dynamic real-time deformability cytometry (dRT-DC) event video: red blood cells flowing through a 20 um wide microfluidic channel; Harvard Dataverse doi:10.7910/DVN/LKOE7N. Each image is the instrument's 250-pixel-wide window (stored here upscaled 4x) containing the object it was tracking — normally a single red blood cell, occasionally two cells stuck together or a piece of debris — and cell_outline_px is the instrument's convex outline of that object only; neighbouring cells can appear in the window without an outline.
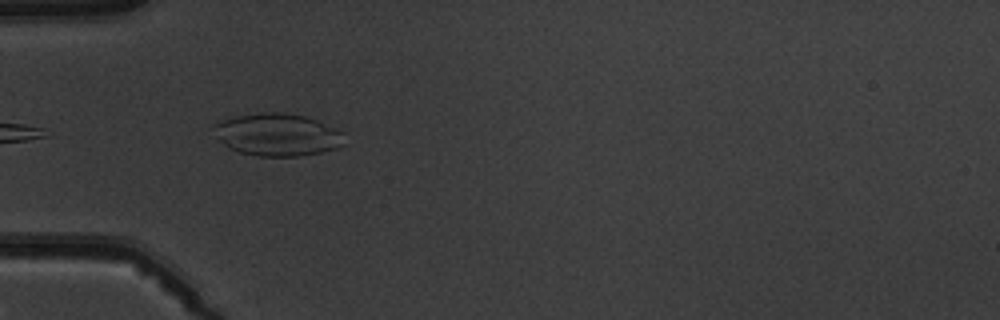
{"species": "common noctule bat (a hibernating species)", "species_latin": "Nyctalus noctula", "temperature_condition": "warm", "stored_images_in_passage": 4, "camera_frame_rate_fps": 3000, "um_per_image_px": 0.085, "animal": {"sex": "male", "body_mass_g": 19.5, "forearm_length_mm": 54.6}, "frame": {"image": 1, "passage_image": 2, "time_ms": 1.0, "image_size_px": [1000, 320], "cell_outline_px": [[344, 144], [336, 148], [320, 152], [296, 156], [256, 156], [240, 152], [228, 148], [220, 140], [212, 124], [220, 120], [232, 116], [260, 112], [280, 112], [304, 116], [316, 120], [344, 132]], "centroid_in_image_um": [23.56, 11.44], "position_along_channel_um": 61.4, "area_um2": 32.31}}
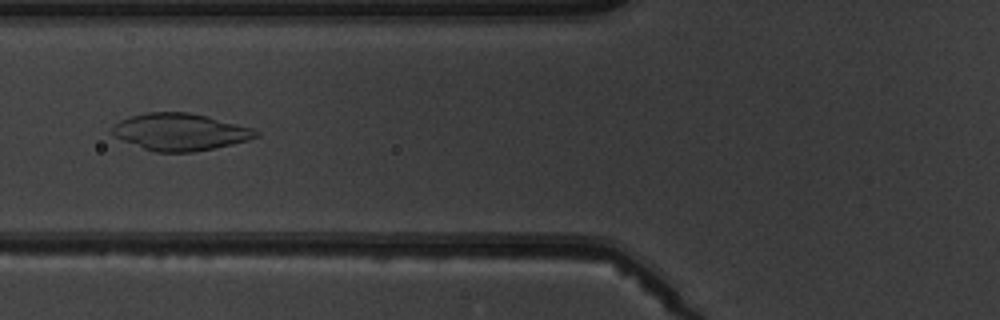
{"frame": {"image": 2, "passage_image": 3, "time_ms": 2.333, "image_size_px": [1000, 320], "cell_outline_px": [[260, 136], [248, 140], [232, 144], [192, 152], [156, 152], [144, 148], [124, 140], [116, 136], [112, 132], [112, 128], [120, 120], [132, 116], [148, 112], [188, 112], [208, 116], [252, 128], [260, 132]], "centroid_in_image_um": [15.36, 11.21], "position_along_channel_um": 110.4, "area_um2": 30.63}}
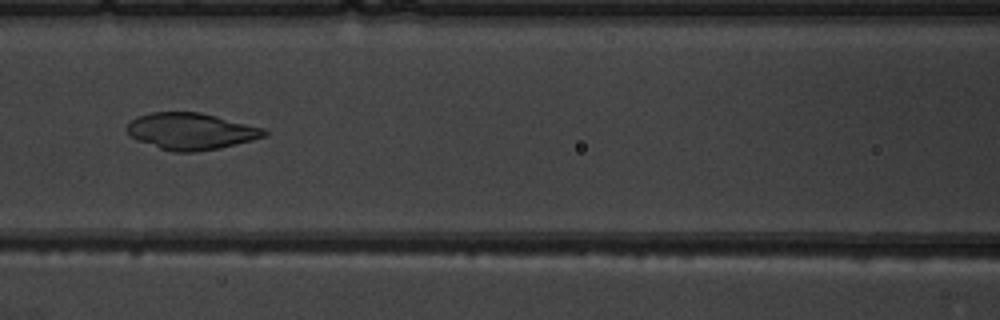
{"frame": {"image": 3, "passage_image": 4, "time_ms": 3.333, "image_size_px": [1000, 320], "cell_outline_px": [[268, 136], [220, 148], [196, 152], [176, 152], [160, 148], [140, 140], [132, 136], [124, 128], [136, 116], [152, 112], [200, 112], [264, 128], [268, 132]], "centroid_in_image_um": [16.26, 11.15], "position_along_channel_um": 150.3, "area_um2": 29.13}}